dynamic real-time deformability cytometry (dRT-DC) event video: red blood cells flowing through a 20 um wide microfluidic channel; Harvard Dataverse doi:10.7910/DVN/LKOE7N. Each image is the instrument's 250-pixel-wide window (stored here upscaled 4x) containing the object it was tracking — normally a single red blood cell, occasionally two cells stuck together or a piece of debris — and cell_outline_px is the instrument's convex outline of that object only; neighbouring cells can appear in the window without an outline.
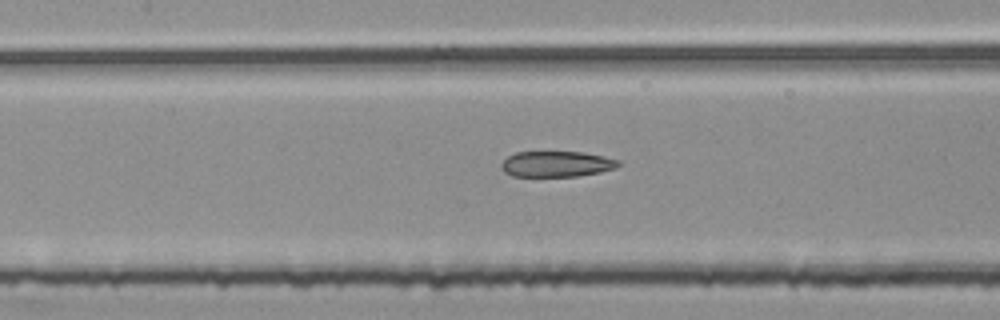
{"species": "common noctule bat (a hibernating species)", "species_latin": "Nyctalus noctula", "temperature_condition": "room temperature", "stored_images_in_passage": 54, "segment_of_instrument_passage": [2, 2], "camera_frame_rate_fps": 3000, "um_per_image_px": 0.085, "animal": {"sex": "female", "body_mass_g": 25.1}, "frame": {"image": 1, "passage_image": 25, "time_ms": 8.0, "image_size_px": [1000, 320], "cell_outline_px": [[620, 164], [616, 168], [600, 172], [576, 176], [512, 176], [504, 172], [500, 168], [500, 164], [508, 156], [516, 152], [584, 152], [604, 156], [620, 160]], "centroid_in_image_um": [47.31, 13.94], "position_along_channel_um": 160.1, "area_um2": 17.63}}
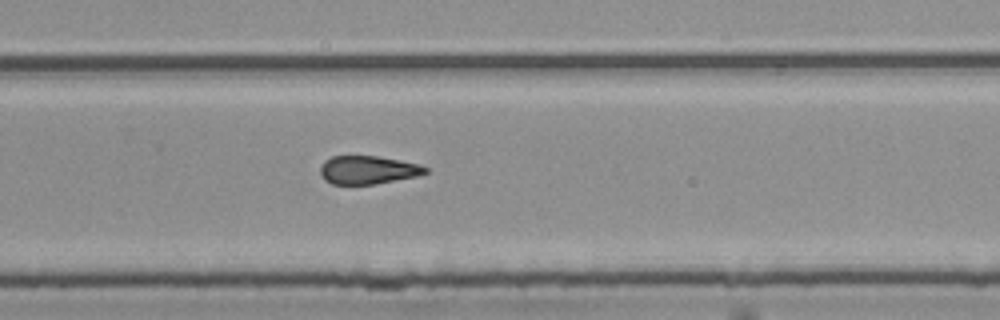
{"frame": {"image": 2, "passage_image": 36, "time_ms": 11.667, "image_size_px": [1000, 320], "cell_outline_px": [[428, 172], [416, 176], [376, 184], [332, 184], [324, 180], [320, 176], [320, 168], [324, 160], [332, 156], [376, 156], [400, 160], [420, 164], [428, 168]], "centroid_in_image_um": [31.25, 14.44], "position_along_channel_um": 298.5, "area_um2": 17.4}}
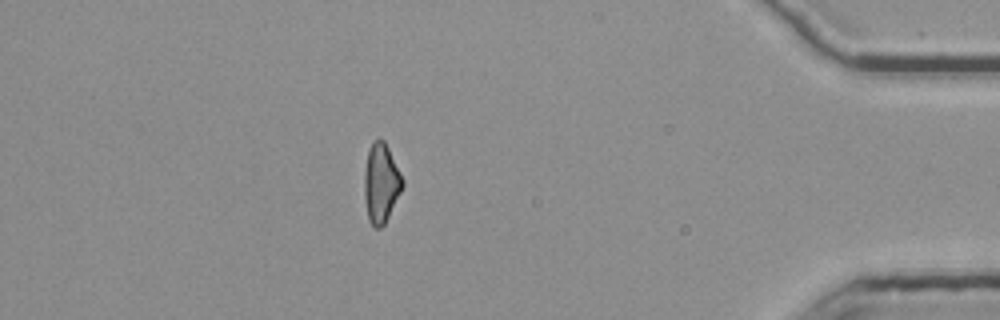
{"frame": {"image": 3, "passage_image": 48, "time_ms": 15.667, "image_size_px": [1000, 320], "cell_outline_px": [[404, 184], [384, 224], [380, 228], [372, 228], [368, 220], [364, 200], [364, 176], [368, 148], [372, 140], [380, 136], [384, 140], [404, 180]], "centroid_in_image_um": [32.36, 15.54], "position_along_channel_um": 402.8, "area_um2": 17.8}}